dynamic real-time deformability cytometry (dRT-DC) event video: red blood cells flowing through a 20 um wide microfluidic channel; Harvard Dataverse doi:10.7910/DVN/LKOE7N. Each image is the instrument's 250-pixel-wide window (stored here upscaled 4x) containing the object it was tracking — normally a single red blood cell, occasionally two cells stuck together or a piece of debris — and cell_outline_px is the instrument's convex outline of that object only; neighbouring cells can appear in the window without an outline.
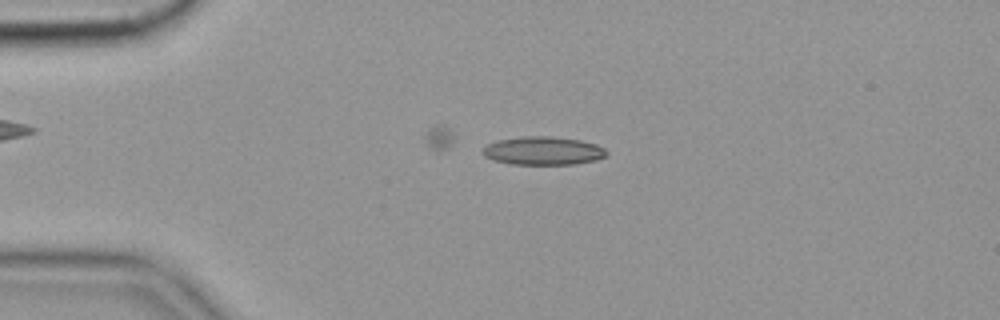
{"species": "common noctule bat (a hibernating species)", "species_latin": "Nyctalus noctula", "temperature_condition": "cold", "stored_images_in_passage": 39, "camera_frame_rate_fps": 3000, "um_per_image_px": 0.085, "animal": {"sex": "female", "body_mass_g": 19.9}, "frame": {"image": 1, "passage_image": 12, "time_ms": 3.667, "image_size_px": [1000, 320], "cell_outline_px": [[608, 156], [596, 160], [576, 164], [512, 164], [492, 160], [484, 156], [484, 148], [488, 144], [496, 140], [524, 136], [552, 136], [580, 140], [596, 144], [604, 148], [608, 152]], "centroid_in_image_um": [46.2, 12.81], "position_along_channel_um": 38.8, "area_um2": 20.52}}